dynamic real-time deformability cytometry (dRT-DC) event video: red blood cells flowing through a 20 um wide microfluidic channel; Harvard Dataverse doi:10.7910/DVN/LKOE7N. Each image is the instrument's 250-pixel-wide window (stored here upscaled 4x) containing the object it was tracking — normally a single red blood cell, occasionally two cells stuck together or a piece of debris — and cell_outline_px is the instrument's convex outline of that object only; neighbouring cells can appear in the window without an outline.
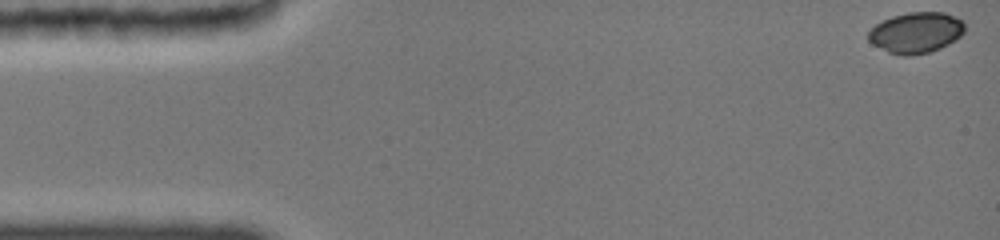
{"species": "common noctule bat (a hibernating species)", "species_latin": "Nyctalus noctula", "temperature_condition": "cold", "stored_images_in_passage": 18, "camera_frame_rate_fps": 3000, "um_per_image_px": 0.085, "animal": {"sex": "female", "body_mass_g": 19.0, "forearm_length_mm": 51.5}, "frame": {"image": 1, "passage_image": 1, "time_ms": 0.0, "image_size_px": [1000, 240], "cell_outline_px": [[964, 32], [960, 36], [948, 44], [940, 48], [928, 52], [912, 56], [904, 56], [888, 52], [872, 44], [868, 40], [868, 32], [876, 24], [892, 16], [908, 12], [944, 12], [960, 20], [964, 24]], "centroid_in_image_um": [77.83, 2.78], "position_along_channel_um": 7.2, "area_um2": 22.77}}
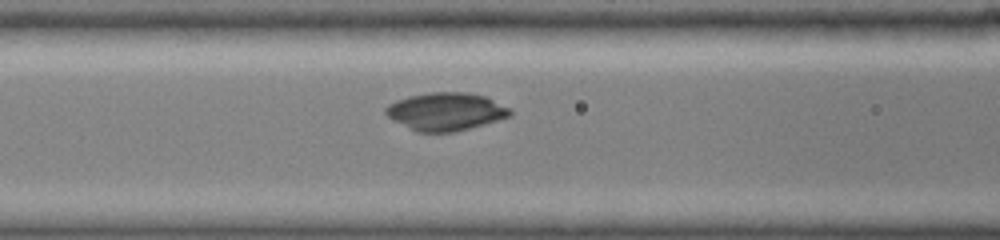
{"frame": {"image": 2, "passage_image": 16, "time_ms": 6.333, "image_size_px": [1000, 240], "cell_outline_px": [[512, 112], [508, 116], [496, 120], [468, 128], [452, 132], [420, 132], [388, 116], [384, 112], [384, 108], [388, 104], [396, 100], [408, 96], [428, 92], [468, 92], [484, 96], [512, 108]], "centroid_in_image_um": [37.89, 9.45], "position_along_channel_um": 128.7, "area_um2": 26.99}}
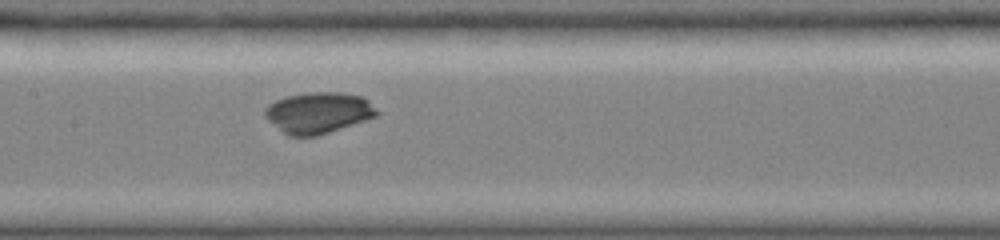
{"frame": {"image": 3, "passage_image": 18, "time_ms": 7.667, "image_size_px": [1000, 240], "cell_outline_px": [[376, 116], [316, 136], [292, 136], [284, 132], [264, 112], [264, 108], [268, 104], [284, 96], [308, 92], [340, 92], [360, 96], [368, 100], [376, 108]], "centroid_in_image_um": [27.06, 9.55], "position_along_channel_um": 180.3, "area_um2": 26.13}}